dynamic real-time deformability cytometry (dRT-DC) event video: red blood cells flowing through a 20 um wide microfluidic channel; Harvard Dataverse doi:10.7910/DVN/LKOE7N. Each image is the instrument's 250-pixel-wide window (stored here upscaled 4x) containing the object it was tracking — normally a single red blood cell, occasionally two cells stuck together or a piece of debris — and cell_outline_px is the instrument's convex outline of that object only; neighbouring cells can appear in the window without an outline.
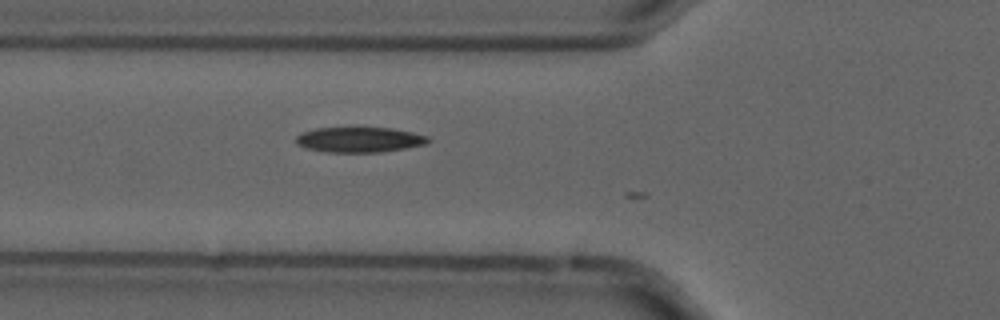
{"species": "common noctule bat (a hibernating species)", "species_latin": "Nyctalus noctula", "temperature_condition": "cold", "stored_images_in_passage": 11, "camera_frame_rate_fps": 3000, "um_per_image_px": 0.085, "animal": {"sex": "male", "forearm_length_mm": 52.5}, "frame": {"image": 1, "passage_image": 7, "time_ms": 2.0, "image_size_px": [1000, 320], "cell_outline_px": [[432, 140], [428, 144], [380, 152], [324, 152], [304, 148], [296, 144], [296, 136], [304, 132], [316, 128], [392, 128], [412, 132], [428, 136]], "centroid_in_image_um": [30.56, 11.88], "position_along_channel_um": 95.2, "area_um2": 19.48}}
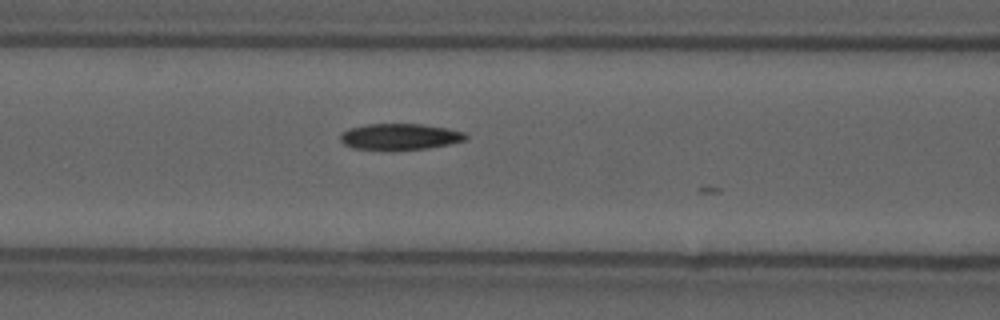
{"frame": {"image": 2, "passage_image": 10, "time_ms": 3.0, "image_size_px": [1000, 320], "cell_outline_px": [[468, 140], [428, 148], [392, 152], [352, 148], [344, 144], [340, 140], [340, 136], [348, 128], [368, 124], [420, 124], [448, 128], [464, 132], [468, 136]], "centroid_in_image_um": [33.99, 11.65], "position_along_channel_um": 132.6, "area_um2": 19.71}}